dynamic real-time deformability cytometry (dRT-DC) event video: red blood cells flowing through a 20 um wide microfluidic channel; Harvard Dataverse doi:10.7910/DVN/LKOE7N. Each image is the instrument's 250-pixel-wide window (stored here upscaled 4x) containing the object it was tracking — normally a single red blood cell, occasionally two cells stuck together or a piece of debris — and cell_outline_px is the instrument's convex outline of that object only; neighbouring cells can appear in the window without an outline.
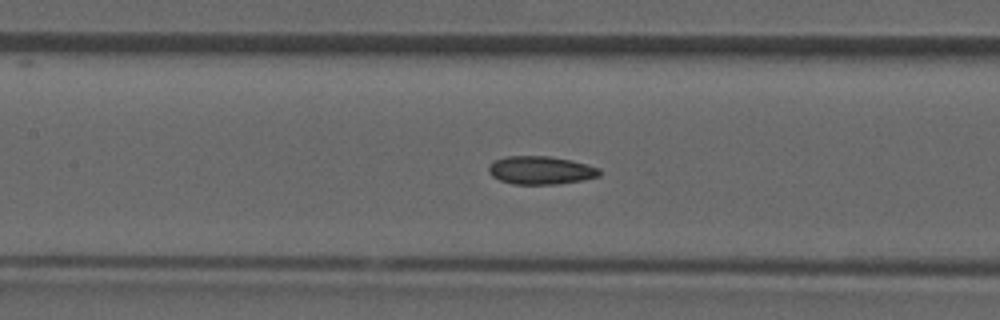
{"species": "common noctule bat (a hibernating species)", "species_latin": "Nyctalus noctula", "temperature_condition": "room temperature", "stored_images_in_passage": 39, "camera_frame_rate_fps": 3000, "um_per_image_px": 0.085, "animal": {"sex": "male", "forearm_length_mm": 52.5}, "frame": {"image": 1, "passage_image": 17, "time_ms": 5.333, "image_size_px": [1000, 320], "cell_outline_px": [[600, 176], [584, 180], [560, 184], [512, 184], [500, 180], [492, 176], [488, 172], [488, 164], [496, 160], [508, 156], [548, 156], [572, 160], [600, 168]], "centroid_in_image_um": [45.97, 14.48], "position_along_channel_um": 161.4, "area_um2": 18.32}}